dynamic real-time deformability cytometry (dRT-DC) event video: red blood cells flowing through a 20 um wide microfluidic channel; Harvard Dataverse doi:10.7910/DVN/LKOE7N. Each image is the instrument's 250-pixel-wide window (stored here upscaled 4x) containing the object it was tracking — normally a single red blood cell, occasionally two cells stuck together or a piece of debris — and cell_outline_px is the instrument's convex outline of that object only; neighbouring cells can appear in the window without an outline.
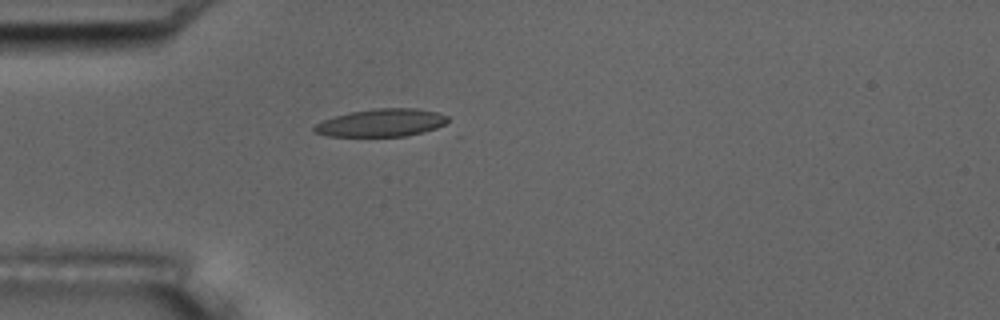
{"species": "common noctule bat (a hibernating species)", "species_latin": "Nyctalus noctula", "temperature_condition": "room temperature", "stored_images_in_passage": 5, "camera_frame_rate_fps": 3000, "um_per_image_px": 0.085, "animal": {"sex": "male", "body_mass_g": 17.5, "forearm_length_mm": 52.3}, "frame": {"image": 1, "passage_image": 5, "time_ms": 1.333, "image_size_px": [1000, 320], "cell_outline_px": [[448, 120], [444, 124], [436, 128], [424, 132], [404, 136], [328, 136], [312, 132], [312, 128], [316, 124], [324, 120], [336, 116], [352, 112], [372, 108], [416, 108], [436, 112], [448, 116]], "centroid_in_image_um": [32.41, 10.43], "position_along_channel_um": 52.6, "area_um2": 21.5}}